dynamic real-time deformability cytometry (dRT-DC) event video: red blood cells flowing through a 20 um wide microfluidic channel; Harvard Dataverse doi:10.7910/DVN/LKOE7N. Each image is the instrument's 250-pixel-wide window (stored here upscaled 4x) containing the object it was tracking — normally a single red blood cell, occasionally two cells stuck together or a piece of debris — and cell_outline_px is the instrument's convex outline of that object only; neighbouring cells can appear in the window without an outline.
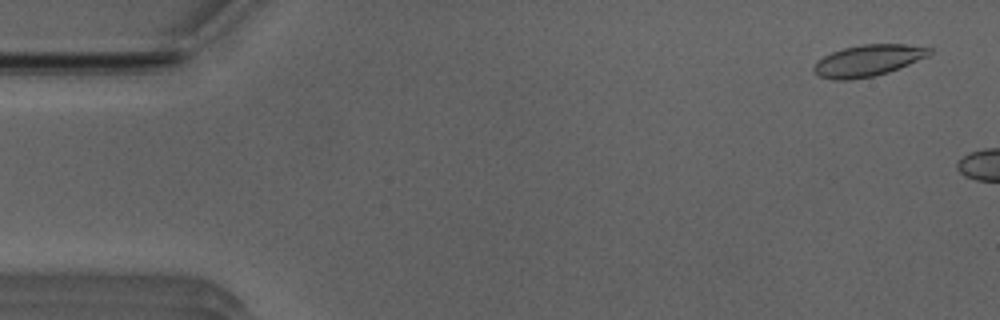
{"species": "Egyptian fruit bat (a non-hibernating species)", "species_latin": "Rousettus aegyptiacus", "temperature_condition": "room temperature", "stored_images_in_passage": 14, "camera_frame_rate_fps": 3000, "um_per_image_px": 0.085, "animal": {"sex": "male"}, "frame": {"image": 1, "passage_image": 3, "time_ms": 0.667, "image_size_px": [1000, 320], "cell_outline_px": [[932, 52], [928, 56], [888, 72], [872, 76], [848, 80], [832, 80], [820, 76], [812, 68], [816, 60], [832, 52], [844, 48], [864, 44], [904, 44], [932, 48]], "centroid_in_image_um": [73.76, 5.14], "position_along_channel_um": 11.2, "area_um2": 20.98}}